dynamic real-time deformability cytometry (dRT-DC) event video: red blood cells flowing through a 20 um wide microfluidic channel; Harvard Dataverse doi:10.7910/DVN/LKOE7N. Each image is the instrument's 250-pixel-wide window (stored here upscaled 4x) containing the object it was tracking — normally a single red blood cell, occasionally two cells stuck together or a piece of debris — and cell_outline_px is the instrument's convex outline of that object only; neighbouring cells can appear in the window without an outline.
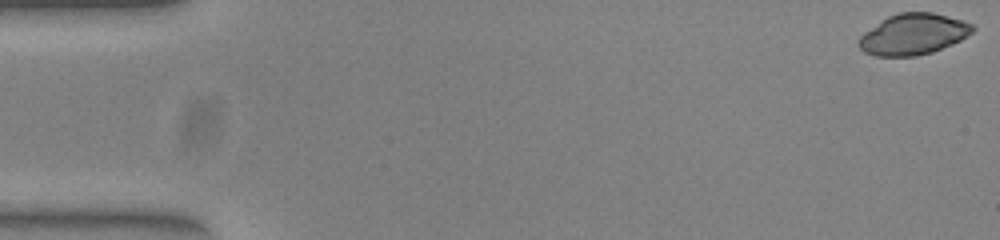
{"species": "common noctule bat (a hibernating species)", "species_latin": "Nyctalus noctula", "temperature_condition": "warm", "stored_images_in_passage": 15, "camera_frame_rate_fps": 3000, "um_per_image_px": 0.085, "animal": {"sex": "female", "body_mass_g": 23.0, "forearm_length_mm": 53.4}, "frame": {"image": 1, "passage_image": 1, "time_ms": 0.0, "image_size_px": [1000, 240], "cell_outline_px": [[976, 28], [972, 32], [960, 40], [952, 44], [932, 52], [916, 56], [876, 56], [864, 52], [856, 44], [860, 36], [864, 32], [880, 20], [888, 16], [900, 12], [932, 12], [960, 20], [972, 24]], "centroid_in_image_um": [77.58, 2.91], "position_along_channel_um": 7.4, "area_um2": 27.17}}
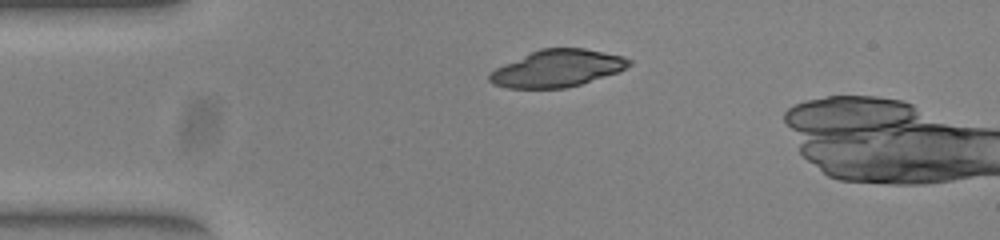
{"frame": {"image": 2, "passage_image": 12, "time_ms": 3.667, "image_size_px": [1000, 240], "cell_outline_px": [[632, 64], [616, 72], [580, 84], [564, 88], [508, 88], [492, 84], [488, 80], [488, 76], [496, 68], [504, 64], [540, 48], [584, 48], [624, 56], [632, 60]], "centroid_in_image_um": [47.36, 5.81], "position_along_channel_um": 37.6, "area_um2": 29.82}}